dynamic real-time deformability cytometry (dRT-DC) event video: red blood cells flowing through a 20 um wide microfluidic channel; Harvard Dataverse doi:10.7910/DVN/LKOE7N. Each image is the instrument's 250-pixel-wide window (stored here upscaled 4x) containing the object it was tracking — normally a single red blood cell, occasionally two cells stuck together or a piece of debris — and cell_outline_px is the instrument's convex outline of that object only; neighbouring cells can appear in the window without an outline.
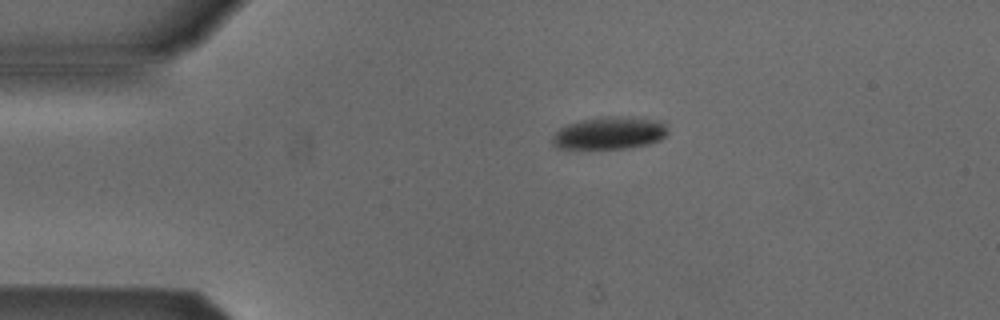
{"species": "Egyptian fruit bat (a non-hibernating species)", "species_latin": "Rousettus aegyptiacus", "temperature_condition": "cold", "stored_images_in_passage": 2, "camera_frame_rate_fps": 3000, "um_per_image_px": 0.085, "animal": {"sex": "male"}, "frame": {"image": 1, "passage_image": 1, "time_ms": 0.0, "image_size_px": [1000, 320], "cell_outline_px": [[668, 132], [660, 140], [648, 144], [624, 148], [556, 148], [552, 144], [552, 136], [560, 128], [568, 124], [580, 120], [604, 116], [620, 116], [652, 120], [664, 124]], "centroid_in_image_um": [51.76, 11.31], "position_along_channel_um": 33.2, "area_um2": 21.5}}